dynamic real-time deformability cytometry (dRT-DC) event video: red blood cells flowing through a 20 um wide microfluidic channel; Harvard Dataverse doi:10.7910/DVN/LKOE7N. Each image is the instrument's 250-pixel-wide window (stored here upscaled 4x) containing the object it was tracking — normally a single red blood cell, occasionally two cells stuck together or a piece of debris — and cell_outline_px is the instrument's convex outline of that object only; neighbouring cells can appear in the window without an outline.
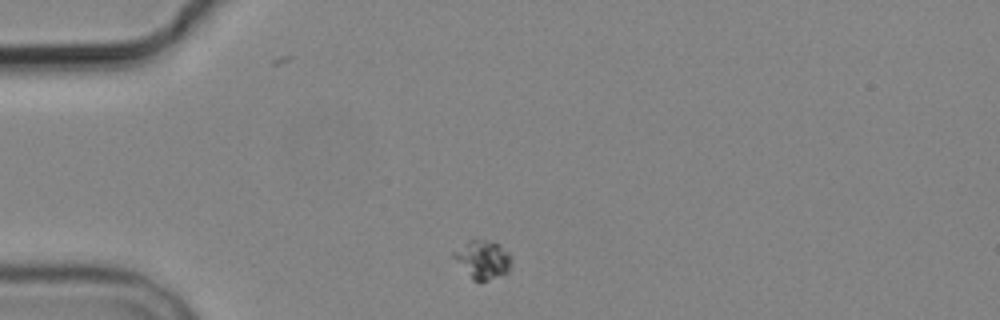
{"species": "common noctule bat (a hibernating species)", "species_latin": "Nyctalus noctula", "temperature_condition": "cold", "stored_images_in_passage": 2, "camera_frame_rate_fps": 3000, "um_per_image_px": 0.085, "animal": {"sex": "male", "body_mass_g": 19.2, "forearm_length_mm": 51.8}, "frame": {"image": 1, "passage_image": 1, "time_ms": 0.0, "image_size_px": [1000, 320], "cell_outline_px": [[512, 264], [508, 272], [504, 276], [488, 280], [472, 280], [452, 256], [452, 252], [468, 240], [484, 240], [500, 244], [508, 252], [512, 260]], "centroid_in_image_um": [41.06, 22.07], "position_along_channel_um": 43.9, "area_um2": 13.01}}